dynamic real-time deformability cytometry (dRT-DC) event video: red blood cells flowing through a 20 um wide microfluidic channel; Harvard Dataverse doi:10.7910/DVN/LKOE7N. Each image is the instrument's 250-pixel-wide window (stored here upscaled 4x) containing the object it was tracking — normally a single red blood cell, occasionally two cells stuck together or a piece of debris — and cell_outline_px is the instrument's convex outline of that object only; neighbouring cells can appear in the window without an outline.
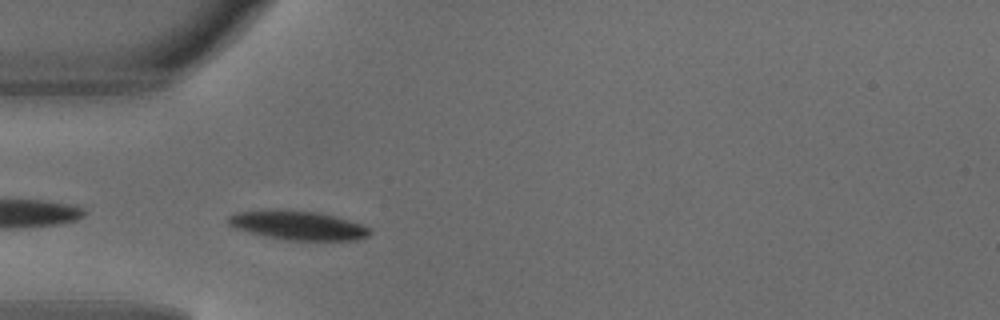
{"species": "common noctule bat (a hibernating species)", "species_latin": "Nyctalus noctula", "temperature_condition": "warm", "stored_images_in_passage": 4, "camera_frame_rate_fps": 3000, "um_per_image_px": 0.085, "animal": {"sex": "male", "body_mass_g": 18.8}, "frame": {"image": 1, "passage_image": 2, "time_ms": 0.333, "image_size_px": [1000, 320], "cell_outline_px": [[372, 232], [368, 236], [356, 240], [288, 240], [268, 236], [236, 228], [228, 224], [228, 216], [236, 212], [264, 208], [288, 208], [320, 212], [336, 216], [360, 224], [368, 228]], "centroid_in_image_um": [25.29, 19.11], "position_along_channel_um": 59.7, "area_um2": 24.33}}
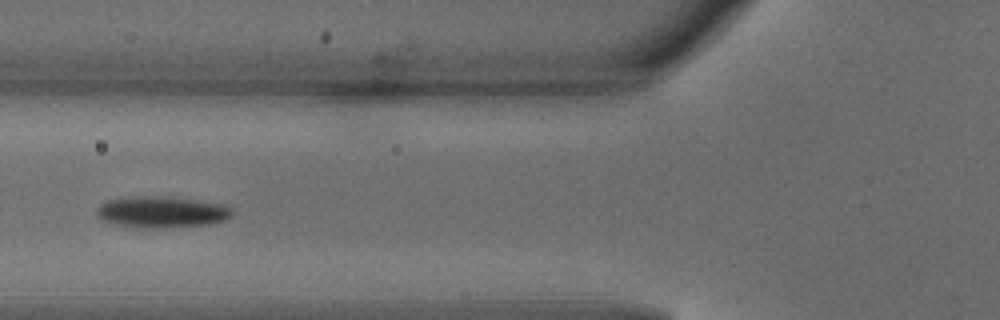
{"frame": {"image": 2, "passage_image": 3, "time_ms": 0.667, "image_size_px": [1000, 320], "cell_outline_px": [[232, 216], [224, 220], [208, 224], [168, 228], [136, 228], [112, 224], [100, 220], [96, 216], [96, 208], [100, 204], [108, 200], [128, 196], [164, 196], [224, 204], [232, 208]], "centroid_in_image_um": [13.67, 18.03], "position_along_channel_um": 112.1, "area_um2": 25.2}}
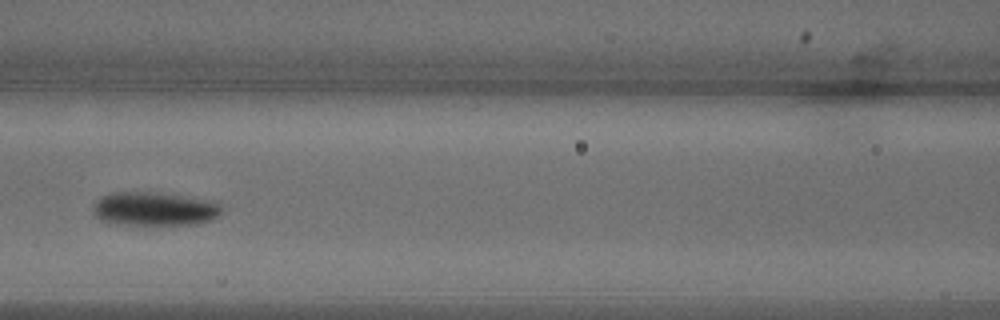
{"frame": {"image": 3, "passage_image": 4, "time_ms": 1.0, "image_size_px": [1000, 320], "cell_outline_px": [[220, 216], [212, 220], [196, 224], [108, 224], [100, 220], [92, 212], [92, 208], [96, 200], [100, 196], [112, 192], [160, 192], [220, 200]], "centroid_in_image_um": [13.15, 17.73], "position_along_channel_um": 153.5, "area_um2": 26.01}}